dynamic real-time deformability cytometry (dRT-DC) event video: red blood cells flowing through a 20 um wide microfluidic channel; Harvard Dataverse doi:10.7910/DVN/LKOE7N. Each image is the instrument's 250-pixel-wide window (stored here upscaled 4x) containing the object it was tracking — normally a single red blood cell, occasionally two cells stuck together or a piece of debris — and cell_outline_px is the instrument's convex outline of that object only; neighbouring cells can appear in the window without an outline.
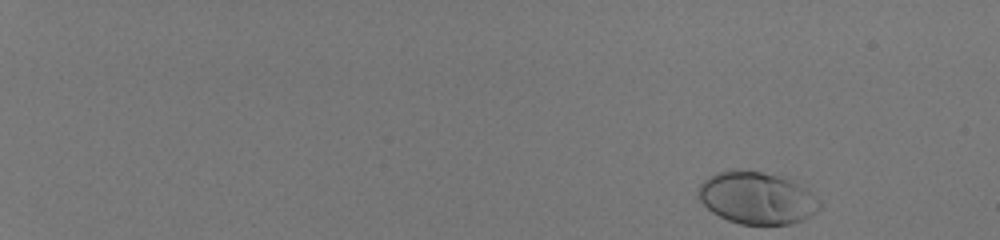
{"species": "human", "species_latin": "Homo sapiens", "temperature_condition": "room temperature", "stored_images_in_passage": 50, "camera_frame_rate_fps": 3000, "um_per_image_px": 0.085, "donor": {"sex": "male"}, "frame": {"image": 1, "passage_image": 1, "time_ms": 0.0, "image_size_px": [1000, 240], "cell_outline_px": [[824, 204], [816, 212], [804, 220], [792, 224], [740, 224], [728, 220], [712, 212], [696, 196], [700, 184], [708, 176], [720, 172], [760, 172], [776, 176], [788, 180], [804, 188], [820, 200]], "centroid_in_image_um": [64.34, 16.87], "position_along_channel_um": 20.7, "area_um2": 36.18}}
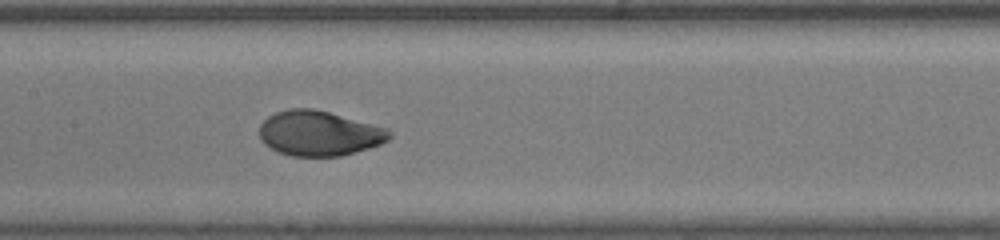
{"frame": {"image": 2, "passage_image": 28, "time_ms": 9.0, "image_size_px": [1000, 240], "cell_outline_px": [[392, 136], [388, 140], [380, 144], [368, 148], [340, 156], [292, 156], [280, 152], [264, 144], [260, 140], [260, 124], [268, 116], [276, 112], [288, 108], [312, 108], [328, 112], [388, 128], [392, 132]], "centroid_in_image_um": [27.12, 11.32], "position_along_channel_um": 180.3, "area_um2": 33.99}}
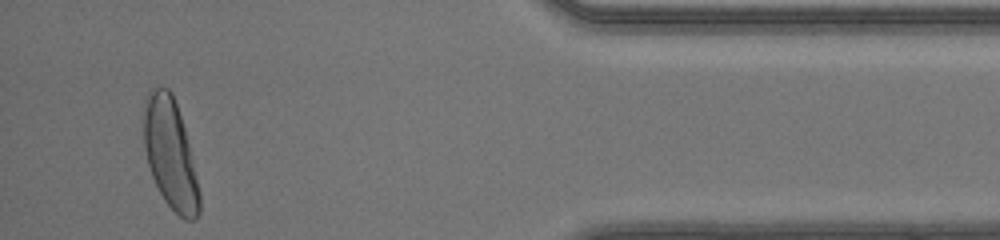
{"frame": {"image": 3, "passage_image": 48, "time_ms": 15.667, "image_size_px": [1000, 240], "cell_outline_px": [[200, 212], [196, 220], [184, 220], [164, 200], [152, 176], [148, 164], [144, 144], [144, 100], [148, 88], [168, 88], [172, 92], [184, 128], [200, 192]], "centroid_in_image_um": [14.46, 13.07], "position_along_channel_um": 420.7, "area_um2": 35.26}, "authors_computed_cell_mechanics": {"area_um2": 34.2754, "velocity_mm_per_s": 4.1259, "shape_relaxation_time_tau1_ms": 2.6242, "shape_relaxation_time_tau2_ms": null, "deformation_change_tau1": 0.1678, "deformation_change_tau2": null}}